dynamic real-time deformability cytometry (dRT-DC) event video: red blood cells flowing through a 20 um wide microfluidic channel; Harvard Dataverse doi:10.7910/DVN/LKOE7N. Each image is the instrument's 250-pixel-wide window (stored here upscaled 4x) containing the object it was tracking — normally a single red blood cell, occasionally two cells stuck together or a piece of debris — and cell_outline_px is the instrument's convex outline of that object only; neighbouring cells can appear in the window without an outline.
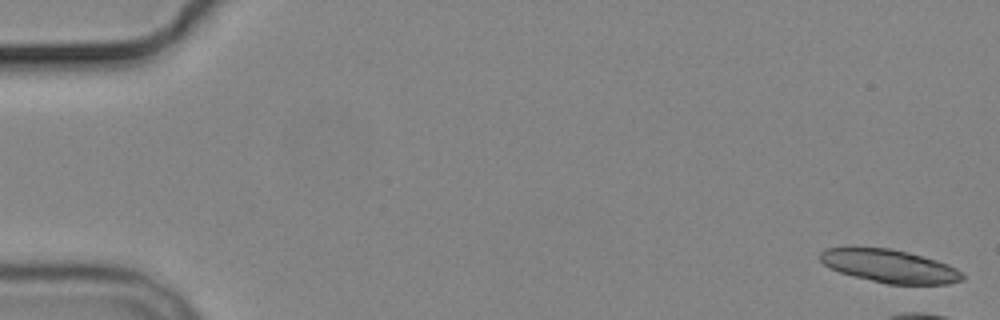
{"species": "common noctule bat (a hibernating species)", "species_latin": "Nyctalus noctula", "temperature_condition": "cold", "stored_images_in_passage": 2, "camera_frame_rate_fps": 3000, "um_per_image_px": 0.085, "animal": {"sex": "male", "body_mass_g": 19.2, "forearm_length_mm": 51.8}, "frame": {"image": 1, "passage_image": 1, "time_ms": 0.0, "image_size_px": [1000, 320], "cell_outline_px": [[964, 280], [948, 284], [888, 284], [840, 272], [824, 264], [820, 260], [820, 252], [828, 248], [892, 248], [908, 252], [936, 260], [948, 264], [964, 272]], "centroid_in_image_um": [75.69, 22.62], "position_along_channel_um": 9.3, "area_um2": 27.17}}